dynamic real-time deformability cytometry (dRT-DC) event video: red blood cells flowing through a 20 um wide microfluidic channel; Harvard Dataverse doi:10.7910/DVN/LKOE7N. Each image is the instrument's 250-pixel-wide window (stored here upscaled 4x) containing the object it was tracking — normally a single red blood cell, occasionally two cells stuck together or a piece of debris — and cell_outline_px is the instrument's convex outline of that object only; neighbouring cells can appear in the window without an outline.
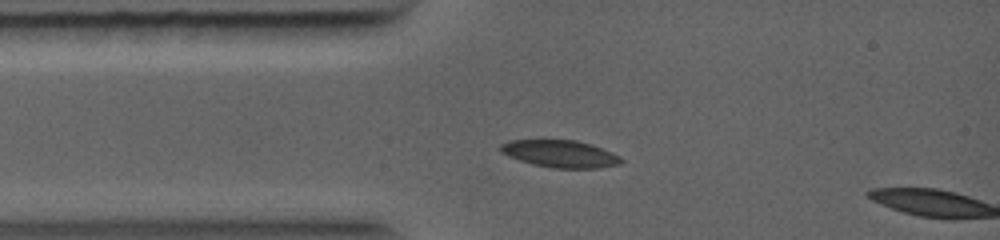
{"species": "common noctule bat (a hibernating species)", "species_latin": "Nyctalus noctula", "temperature_condition": "warm", "stored_images_in_passage": 10, "camera_frame_rate_fps": 5000, "um_per_image_px": 0.085, "animal": {"sex": "female", "body_mass_g": 19.0, "forearm_length_mm": 56.7}, "frame": {"image": 1, "passage_image": 9, "time_ms": 1.6, "image_size_px": [1000, 240], "cell_outline_px": [[624, 160], [620, 164], [600, 168], [552, 168], [532, 164], [508, 156], [500, 152], [500, 144], [508, 140], [544, 136], [576, 140], [592, 144], [612, 152], [620, 156]], "centroid_in_image_um": [47.55, 13.01], "position_along_channel_um": 37.4, "area_um2": 20.29}}